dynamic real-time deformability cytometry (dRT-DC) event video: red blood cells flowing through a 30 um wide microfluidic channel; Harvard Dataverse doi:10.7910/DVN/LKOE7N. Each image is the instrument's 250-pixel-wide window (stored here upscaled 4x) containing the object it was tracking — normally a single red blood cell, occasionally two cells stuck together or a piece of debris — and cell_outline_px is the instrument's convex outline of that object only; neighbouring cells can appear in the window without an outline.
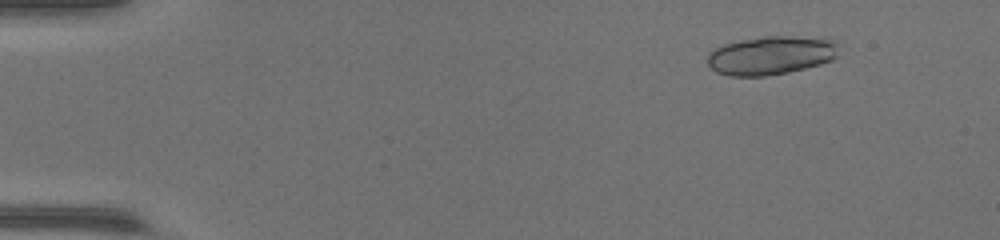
{"species": "common noctule bat (a hibernating species)", "species_latin": "Nyctalus noctula", "temperature_condition": "warm", "stored_images_in_passage": 21, "camera_frame_rate_fps": 3000, "um_per_image_px": 0.085, "animal": {"sex": "female", "body_mass_g": 17.0, "forearm_length_mm": 48.0}, "frame": {"image": 1, "passage_image": 7, "time_ms": 2.0, "image_size_px": [1000, 240], "cell_outline_px": [[840, 44], [836, 56], [832, 60], [820, 64], [788, 72], [764, 76], [728, 76], [716, 72], [708, 64], [708, 52], [724, 44], [740, 40], [764, 36], [832, 36]], "centroid_in_image_um": [65.62, 4.67], "position_along_channel_um": 19.4, "area_um2": 30.17}}
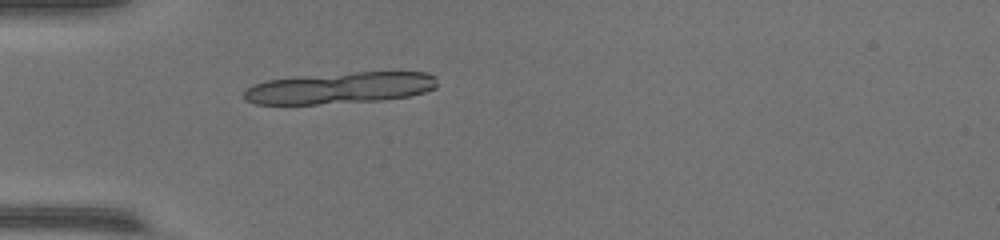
{"frame": {"image": 2, "passage_image": 18, "time_ms": 5.667, "image_size_px": [1000, 240], "cell_outline_px": [[436, 88], [412, 96], [380, 100], [316, 104], [256, 104], [244, 100], [244, 92], [252, 84], [268, 80], [296, 76], [356, 72], [428, 72], [436, 76]], "centroid_in_image_um": [28.9, 7.47], "position_along_channel_um": 56.1, "area_um2": 35.55}}